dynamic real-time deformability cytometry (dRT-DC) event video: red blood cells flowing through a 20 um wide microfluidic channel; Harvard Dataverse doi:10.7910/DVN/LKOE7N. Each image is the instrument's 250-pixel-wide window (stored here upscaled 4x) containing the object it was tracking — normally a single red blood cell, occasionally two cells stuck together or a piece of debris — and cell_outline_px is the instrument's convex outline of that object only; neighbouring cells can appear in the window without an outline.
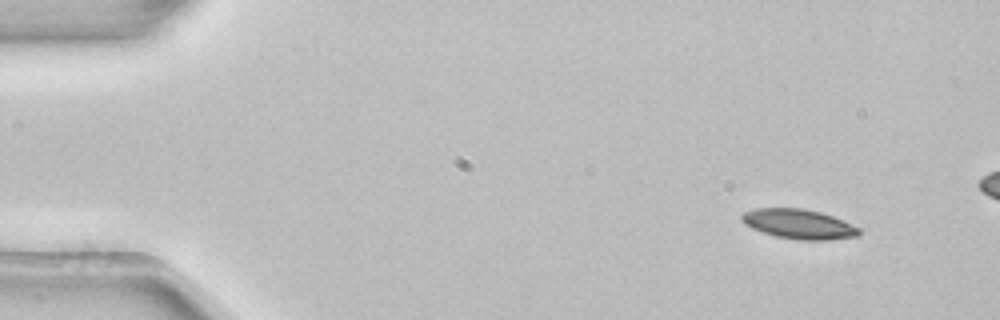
{"species": "common noctule bat (a hibernating species)", "species_latin": "Nyctalus noctula", "temperature_condition": "room temperature", "stored_images_in_passage": 4, "camera_frame_rate_fps": 3000, "um_per_image_px": 0.085, "animal": {"sex": "female", "body_mass_g": 22.7, "forearm_length_mm": 54.2}, "frame": {"image": 1, "passage_image": 1, "time_ms": 0.0, "image_size_px": [1000, 320], "cell_outline_px": [[860, 236], [828, 240], [800, 240], [776, 236], [752, 228], [744, 224], [740, 220], [740, 216], [744, 212], [756, 208], [804, 208], [820, 212], [832, 216], [860, 228]], "centroid_in_image_um": [67.89, 19.04], "position_along_channel_um": 17.1, "area_um2": 20.29}}